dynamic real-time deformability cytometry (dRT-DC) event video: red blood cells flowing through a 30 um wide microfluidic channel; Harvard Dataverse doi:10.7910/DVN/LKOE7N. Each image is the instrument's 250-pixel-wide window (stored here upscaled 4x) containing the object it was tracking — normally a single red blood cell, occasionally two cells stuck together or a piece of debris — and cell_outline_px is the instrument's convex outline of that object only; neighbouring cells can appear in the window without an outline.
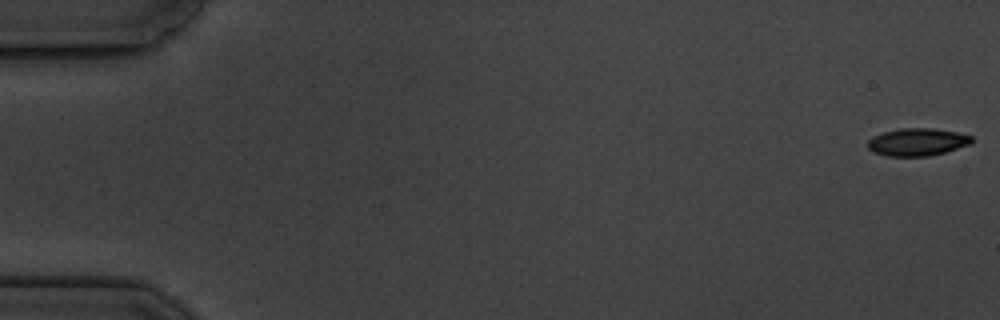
{"species": "common noctule bat (a hibernating species)", "species_latin": "Nyctalus noctula", "temperature_condition": "cold", "stored_images_in_passage": 10, "camera_frame_rate_fps": 3000, "um_per_image_px": 0.085, "animal": {"sex": "male", "body_mass_g": 19.5, "forearm_length_mm": 54.6}, "frame": {"image": 1, "passage_image": 1, "time_ms": 0.0, "image_size_px": [1000, 320], "cell_outline_px": [[972, 144], [944, 152], [928, 156], [888, 156], [872, 152], [868, 148], [868, 140], [872, 136], [884, 132], [900, 128], [932, 128], [956, 132], [972, 136]], "centroid_in_image_um": [77.96, 12.07], "position_along_channel_um": 7.0, "area_um2": 16.7}}
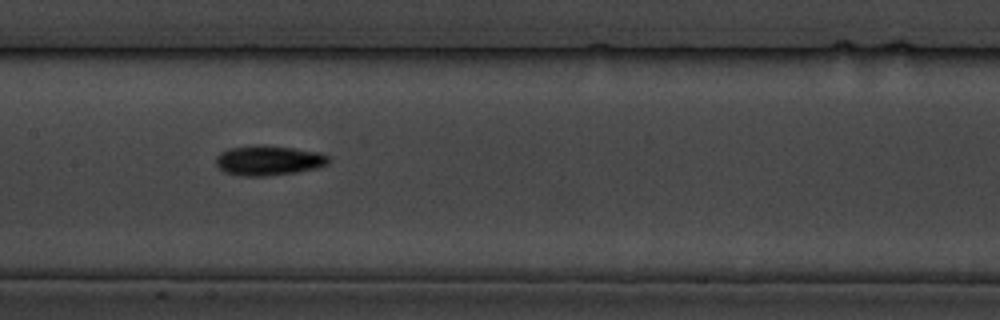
{"frame": {"image": 2, "passage_image": 9, "time_ms": 9.333, "image_size_px": [1000, 320], "cell_outline_px": [[332, 160], [328, 164], [316, 168], [296, 172], [268, 176], [240, 176], [224, 172], [216, 164], [216, 156], [220, 152], [228, 148], [256, 144], [264, 144], [324, 152]], "centroid_in_image_um": [22.85, 13.62], "position_along_channel_um": 184.5, "area_um2": 20.11}}
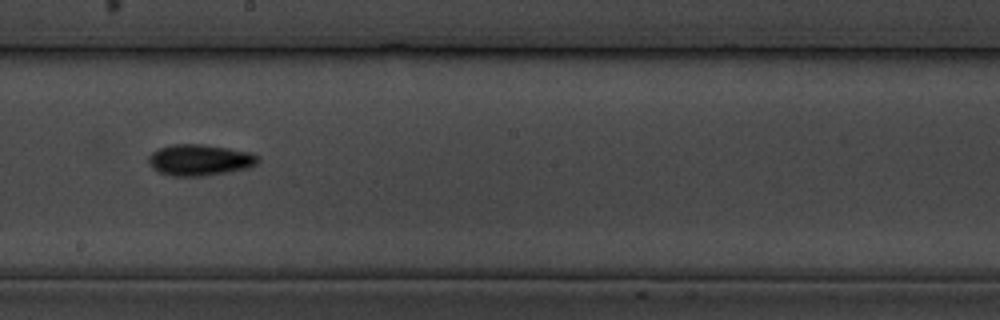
{"frame": {"image": 3, "passage_image": 10, "time_ms": 10.667, "image_size_px": [1000, 320], "cell_outline_px": [[260, 160], [256, 164], [248, 168], [228, 172], [204, 176], [172, 176], [160, 172], [152, 168], [148, 164], [148, 156], [152, 152], [160, 148], [172, 144], [204, 144], [252, 152], [260, 156]], "centroid_in_image_um": [17.0, 13.59], "position_along_channel_um": 231.2, "area_um2": 20.11}}